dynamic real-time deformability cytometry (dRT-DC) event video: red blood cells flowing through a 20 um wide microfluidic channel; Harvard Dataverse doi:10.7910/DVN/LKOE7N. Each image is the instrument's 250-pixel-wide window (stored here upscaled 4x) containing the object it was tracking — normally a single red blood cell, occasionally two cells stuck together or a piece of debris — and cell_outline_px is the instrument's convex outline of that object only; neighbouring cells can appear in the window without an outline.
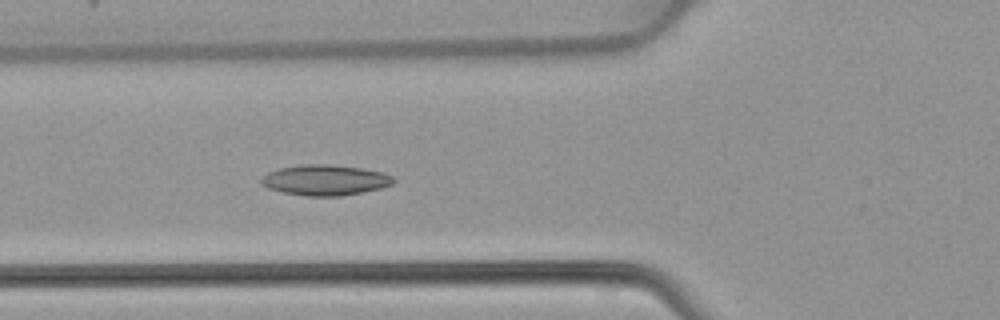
{"species": "common noctule bat (a hibernating species)", "species_latin": "Nyctalus noctula", "temperature_condition": "warm", "stored_images_in_passage": 48, "camera_frame_rate_fps": 3000, "um_per_image_px": 0.085, "animal": {"sex": "female", "body_mass_g": 22.7, "forearm_length_mm": 54.2}, "frame": {"image": 1, "passage_image": 18, "time_ms": 5.667, "image_size_px": [1000, 320], "cell_outline_px": [[396, 180], [392, 184], [380, 188], [340, 196], [304, 196], [280, 192], [268, 188], [260, 184], [260, 180], [268, 172], [280, 168], [304, 164], [328, 164], [360, 168], [380, 172], [392, 176]], "centroid_in_image_um": [27.59, 15.31], "position_along_channel_um": 98.2, "area_um2": 23.41}}
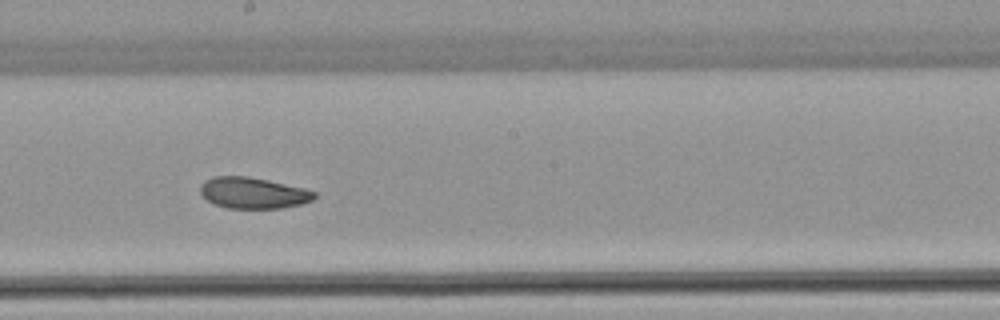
{"frame": {"image": 2, "passage_image": 27, "time_ms": 8.667, "image_size_px": [1000, 320], "cell_outline_px": [[316, 196], [312, 200], [300, 204], [280, 208], [228, 208], [216, 204], [208, 200], [200, 192], [200, 184], [204, 180], [212, 176], [248, 176], [268, 180], [304, 188], [316, 192]], "centroid_in_image_um": [21.5, 16.38], "position_along_channel_um": 226.7, "area_um2": 20.63}}
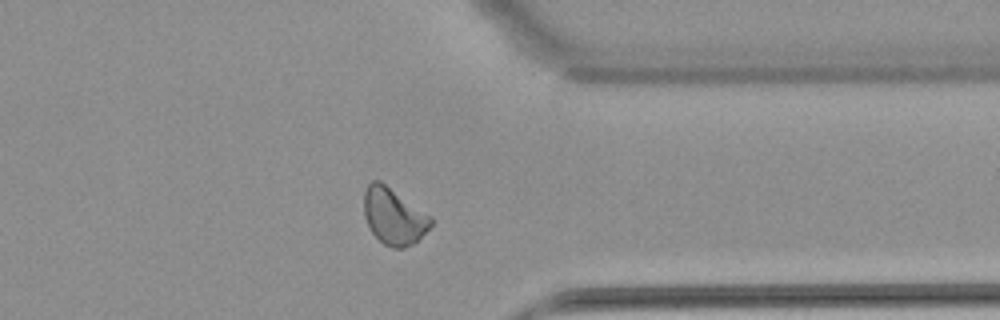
{"frame": {"image": 3, "passage_image": 38, "time_ms": 12.333, "image_size_px": [1000, 320], "cell_outline_px": [[432, 224], [412, 244], [404, 248], [392, 248], [384, 244], [372, 232], [364, 216], [364, 192], [368, 184], [372, 180], [380, 180], [432, 216]], "centroid_in_image_um": [33.46, 18.36], "position_along_channel_um": 377.9, "area_um2": 21.85}}